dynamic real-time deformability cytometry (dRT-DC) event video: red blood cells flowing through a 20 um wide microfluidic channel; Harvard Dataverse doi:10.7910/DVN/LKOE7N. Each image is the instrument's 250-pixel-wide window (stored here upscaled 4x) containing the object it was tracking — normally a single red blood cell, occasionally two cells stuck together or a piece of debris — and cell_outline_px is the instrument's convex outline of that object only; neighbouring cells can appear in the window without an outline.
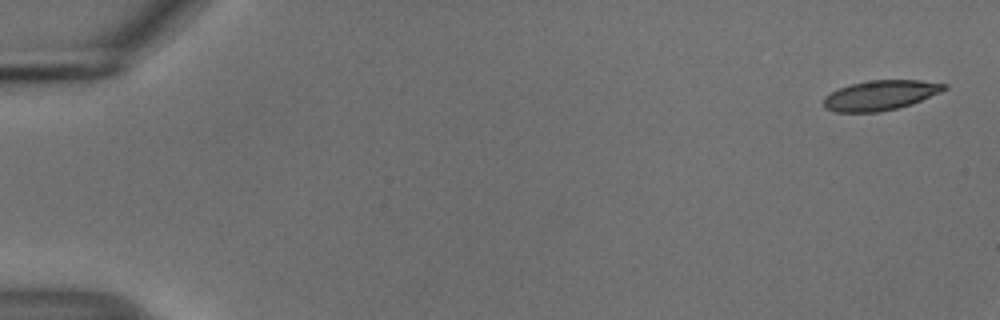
{"species": "common noctule bat (a hibernating species)", "species_latin": "Nyctalus noctula", "temperature_condition": "cold", "stored_images_in_passage": 13, "camera_frame_rate_fps": 3000, "um_per_image_px": 0.085, "animal": {"sex": "male", "body_mass_g": 18.8}, "frame": {"image": 1, "passage_image": 1, "time_ms": 0.0, "image_size_px": [1000, 320], "cell_outline_px": [[948, 88], [940, 92], [912, 104], [880, 112], [836, 112], [824, 108], [824, 96], [840, 88], [852, 84], [872, 80], [920, 80], [948, 84]], "centroid_in_image_um": [74.85, 8.1], "position_along_channel_um": 10.2, "area_um2": 20.87}}